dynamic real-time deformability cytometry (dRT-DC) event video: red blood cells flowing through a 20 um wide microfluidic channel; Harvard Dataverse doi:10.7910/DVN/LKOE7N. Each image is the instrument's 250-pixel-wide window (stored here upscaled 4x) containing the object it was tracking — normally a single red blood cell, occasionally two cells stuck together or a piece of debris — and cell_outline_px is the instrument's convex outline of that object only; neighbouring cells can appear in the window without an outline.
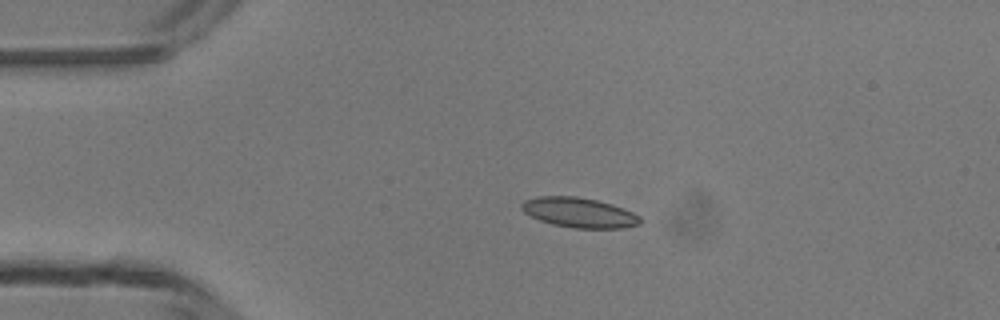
{"species": "common noctule bat (a hibernating species)", "species_latin": "Nyctalus noctula", "temperature_condition": "room temperature", "stored_images_in_passage": 4, "camera_frame_rate_fps": 3000, "um_per_image_px": 0.085, "animal": {"sex": "male", "body_mass_g": 13.3}, "frame": {"image": 1, "passage_image": 3, "time_ms": 3.0, "image_size_px": [1000, 320], "cell_outline_px": [[640, 224], [624, 228], [572, 228], [552, 224], [540, 220], [524, 212], [520, 208], [520, 204], [524, 200], [540, 196], [576, 196], [596, 200], [612, 204], [624, 208], [640, 216]], "centroid_in_image_um": [49.22, 18.07], "position_along_channel_um": 35.8, "area_um2": 20.69}}